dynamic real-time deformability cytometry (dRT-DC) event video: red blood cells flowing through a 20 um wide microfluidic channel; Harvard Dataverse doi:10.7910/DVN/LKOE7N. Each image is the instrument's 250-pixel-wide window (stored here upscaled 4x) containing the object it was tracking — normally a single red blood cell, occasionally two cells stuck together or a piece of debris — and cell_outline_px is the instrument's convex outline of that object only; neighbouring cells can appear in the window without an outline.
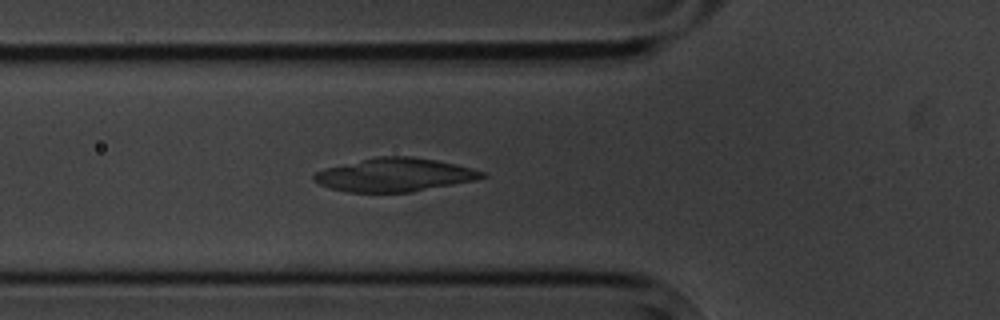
{"species": "common noctule bat (a hibernating species)", "species_latin": "Nyctalus noctula", "temperature_condition": "cold", "stored_images_in_passage": 7, "segment_of_instrument_passage": [1, 2], "camera_frame_rate_fps": 3000, "um_per_image_px": 0.085, "animal": {"sex": "male", "body_mass_g": 20.1, "forearm_length_mm": 53.5}, "frame": {"image": 1, "passage_image": 6, "time_ms": 5.667, "image_size_px": [1000, 320], "cell_outline_px": [[488, 176], [476, 180], [412, 192], [348, 192], [332, 188], [320, 184], [312, 180], [312, 176], [316, 172], [324, 168], [376, 156], [412, 156], [436, 160], [456, 164], [472, 168], [484, 172]], "centroid_in_image_um": [33.55, 14.86], "position_along_channel_um": 92.2, "area_um2": 32.77}}